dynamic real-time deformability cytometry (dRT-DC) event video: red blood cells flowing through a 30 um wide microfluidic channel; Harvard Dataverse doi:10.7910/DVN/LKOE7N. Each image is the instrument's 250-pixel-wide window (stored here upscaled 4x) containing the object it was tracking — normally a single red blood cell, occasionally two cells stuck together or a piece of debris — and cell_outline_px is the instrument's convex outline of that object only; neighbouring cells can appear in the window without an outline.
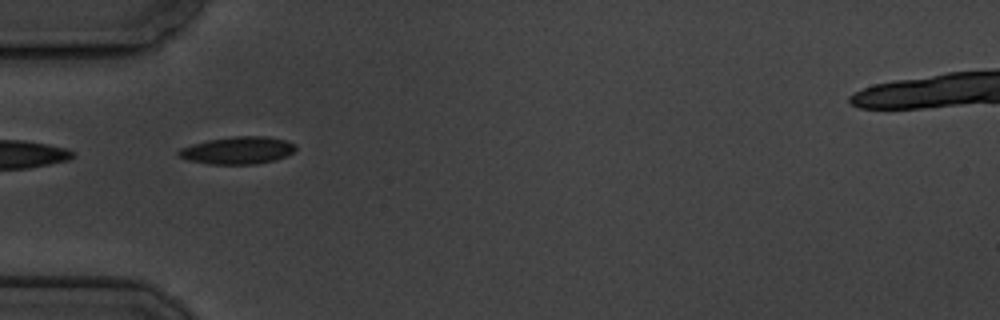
{"species": "common noctule bat (a hibernating species)", "species_latin": "Nyctalus noctula", "temperature_condition": "cold", "stored_images_in_passage": 6, "camera_frame_rate_fps": 3000, "um_per_image_px": 0.085, "animal": {"sex": "male", "body_mass_g": 19.5, "forearm_length_mm": 54.6}, "frame": {"image": 1, "passage_image": 5, "time_ms": 5.333, "image_size_px": [1000, 320], "cell_outline_px": [[296, 148], [288, 156], [276, 160], [256, 164], [208, 164], [188, 160], [180, 156], [176, 152], [180, 148], [192, 144], [208, 140], [236, 136], [268, 136], [284, 140], [296, 144]], "centroid_in_image_um": [20.22, 12.78], "position_along_channel_um": 64.8, "area_um2": 18.73}}